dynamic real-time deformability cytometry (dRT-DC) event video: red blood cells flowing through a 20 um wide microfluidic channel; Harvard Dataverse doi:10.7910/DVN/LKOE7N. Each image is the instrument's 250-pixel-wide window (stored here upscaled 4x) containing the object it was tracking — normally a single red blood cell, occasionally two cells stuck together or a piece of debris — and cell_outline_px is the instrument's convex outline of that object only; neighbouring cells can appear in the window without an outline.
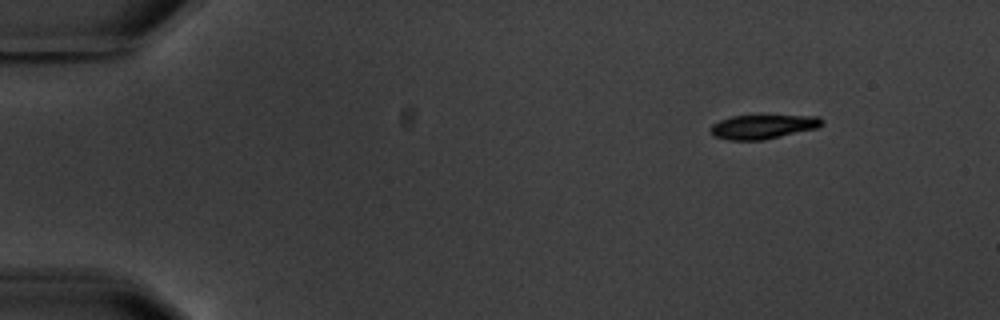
{"species": "common noctule bat (a hibernating species)", "species_latin": "Nyctalus noctula", "temperature_condition": "warm", "stored_images_in_passage": 5, "segment_of_instrument_passage": [1, 2], "camera_frame_rate_fps": 3000, "um_per_image_px": 0.085, "animal": {"sex": "male", "body_mass_g": 20.1, "forearm_length_mm": 53.5}, "frame": {"image": 1, "passage_image": 1, "time_ms": 0.0, "image_size_px": [1000, 320], "cell_outline_px": [[824, 124], [816, 128], [764, 140], [728, 140], [712, 136], [708, 128], [712, 124], [720, 120], [732, 116], [820, 116], [824, 120]], "centroid_in_image_um": [64.81, 10.78], "position_along_channel_um": 20.2, "area_um2": 15.72}}
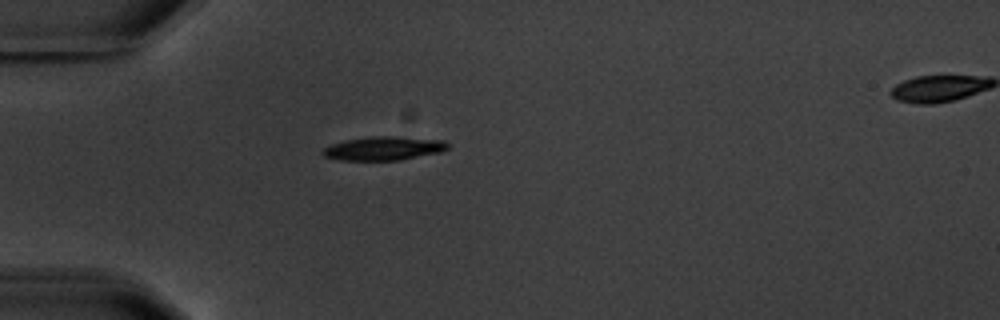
{"frame": {"image": 2, "passage_image": 4, "time_ms": 3.333, "image_size_px": [1000, 320], "cell_outline_px": [[448, 148], [444, 152], [400, 160], [340, 160], [324, 156], [320, 152], [324, 148], [332, 144], [348, 140], [372, 136], [396, 136], [444, 140], [448, 144]], "centroid_in_image_um": [32.66, 12.61], "position_along_channel_um": 52.3, "area_um2": 17.34}}